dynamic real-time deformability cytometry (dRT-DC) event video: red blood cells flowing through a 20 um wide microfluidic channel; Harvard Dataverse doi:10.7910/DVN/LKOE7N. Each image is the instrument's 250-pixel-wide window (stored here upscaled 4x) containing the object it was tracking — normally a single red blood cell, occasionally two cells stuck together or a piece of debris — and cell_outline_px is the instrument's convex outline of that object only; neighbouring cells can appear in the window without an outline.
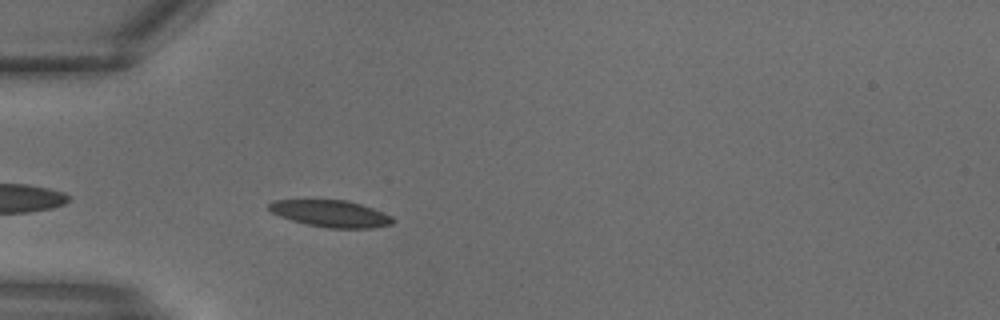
{"species": "common noctule bat (a hibernating species)", "species_latin": "Nyctalus noctula", "temperature_condition": "warm", "stored_images_in_passage": 11, "camera_frame_rate_fps": 3000, "um_per_image_px": 0.085, "animal": {"sex": "male", "body_mass_g": 18.8}, "frame": {"image": 1, "passage_image": 7, "time_ms": 2.0, "image_size_px": [1000, 320], "cell_outline_px": [[396, 220], [392, 224], [372, 228], [328, 228], [308, 224], [292, 220], [280, 216], [272, 212], [268, 208], [268, 204], [272, 200], [348, 200], [372, 208], [392, 216]], "centroid_in_image_um": [28.13, 18.15], "position_along_channel_um": 56.9, "area_um2": 19.25}}
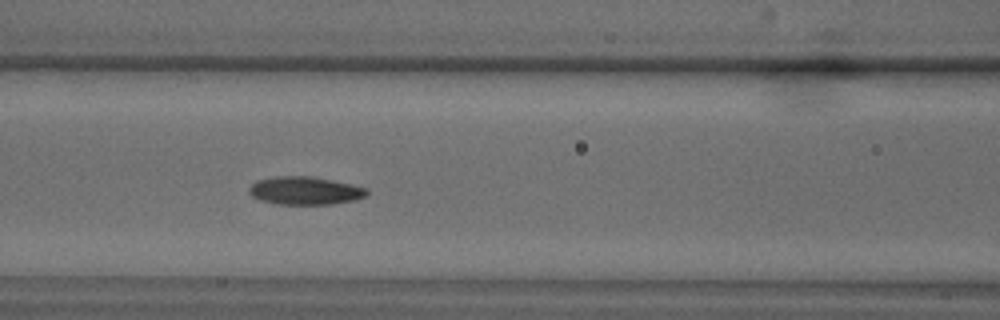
{"frame": {"image": 2, "passage_image": 11, "time_ms": 3.333, "image_size_px": [1000, 320], "cell_outline_px": [[368, 192], [364, 196], [352, 200], [332, 204], [280, 204], [260, 200], [252, 196], [248, 192], [248, 188], [256, 180], [272, 176], [312, 176], [332, 180], [368, 188]], "centroid_in_image_um": [25.88, 16.19], "position_along_channel_um": 140.7, "area_um2": 19.19}}